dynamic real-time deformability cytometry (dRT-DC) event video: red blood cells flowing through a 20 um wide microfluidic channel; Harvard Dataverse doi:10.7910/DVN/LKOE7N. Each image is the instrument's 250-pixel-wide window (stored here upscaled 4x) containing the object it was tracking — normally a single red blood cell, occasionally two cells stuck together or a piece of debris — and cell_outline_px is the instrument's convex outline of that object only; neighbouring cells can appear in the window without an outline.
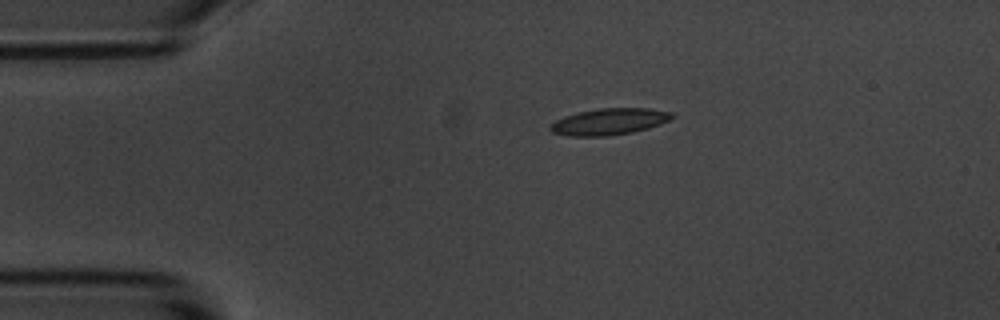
{"species": "common noctule bat (a hibernating species)", "species_latin": "Nyctalus noctula", "temperature_condition": "room temperature", "stored_images_in_passage": 7, "camera_frame_rate_fps": 3000, "um_per_image_px": 0.085, "animal": {"sex": "male", "body_mass_g": 20.1, "forearm_length_mm": 53.5}, "frame": {"image": 1, "passage_image": 1, "time_ms": 0.0, "image_size_px": [1000, 320], "cell_outline_px": [[676, 116], [660, 124], [648, 128], [632, 132], [608, 136], [568, 136], [552, 132], [548, 128], [556, 120], [564, 116], [576, 112], [600, 108], [648, 108], [672, 112]], "centroid_in_image_um": [51.78, 10.33], "position_along_channel_um": 33.2, "area_um2": 18.84}}